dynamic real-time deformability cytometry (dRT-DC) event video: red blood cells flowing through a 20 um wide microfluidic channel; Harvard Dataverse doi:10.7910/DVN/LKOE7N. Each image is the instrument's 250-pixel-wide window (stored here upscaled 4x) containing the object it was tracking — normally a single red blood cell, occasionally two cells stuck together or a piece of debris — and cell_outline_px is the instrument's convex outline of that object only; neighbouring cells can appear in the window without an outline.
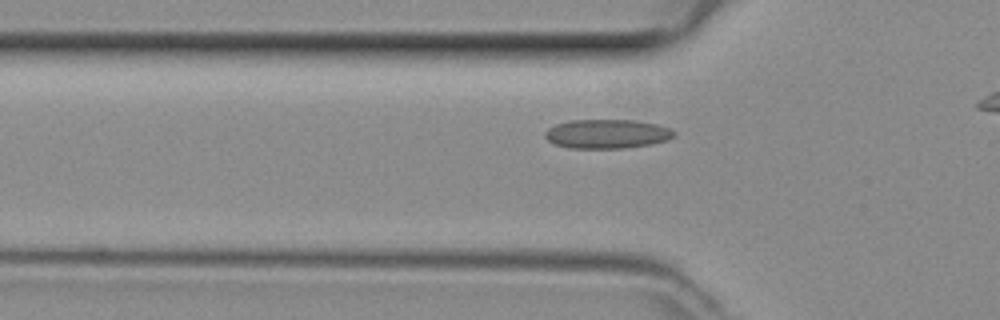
{"species": "common noctule bat (a hibernating species)", "species_latin": "Nyctalus noctula", "temperature_condition": "room temperature", "stored_images_in_passage": 26, "camera_frame_rate_fps": 3000, "um_per_image_px": 0.085, "animal": {"sex": "female", "body_mass_g": 29.2, "forearm_length_mm": 56.3}, "frame": {"image": 1, "passage_image": 2, "time_ms": 0.333, "image_size_px": [1000, 320], "cell_outline_px": [[676, 136], [668, 140], [652, 144], [624, 148], [568, 148], [556, 144], [548, 140], [544, 136], [544, 132], [548, 128], [556, 124], [568, 120], [632, 120], [656, 124], [668, 128], [676, 132]], "centroid_in_image_um": [51.59, 11.38], "position_along_channel_um": 74.2, "area_um2": 21.96}}
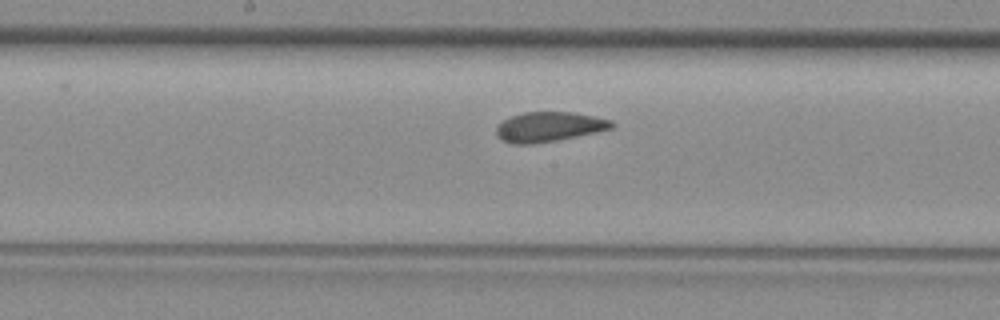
{"frame": {"image": 2, "passage_image": 11, "time_ms": 3.333, "image_size_px": [1000, 320], "cell_outline_px": [[616, 124], [612, 128], [596, 132], [556, 140], [532, 144], [512, 144], [500, 140], [496, 136], [496, 128], [504, 120], [512, 116], [524, 112], [576, 112], [596, 116], [612, 120]], "centroid_in_image_um": [46.68, 10.78], "position_along_channel_um": 201.5, "area_um2": 20.11}}
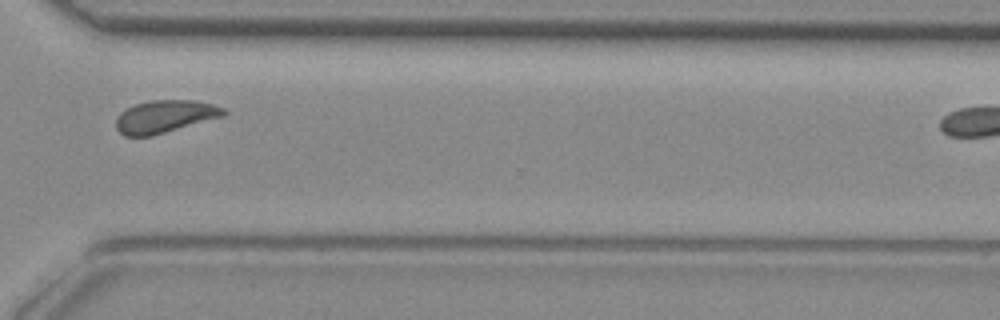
{"frame": {"image": 3, "passage_image": 22, "time_ms": 7.0, "image_size_px": [1000, 320], "cell_outline_px": [[228, 112], [224, 116], [152, 136], [124, 136], [116, 128], [116, 120], [120, 112], [136, 104], [152, 100], [192, 100], [212, 104], [224, 108]], "centroid_in_image_um": [14.02, 9.91], "position_along_channel_um": 356.6, "area_um2": 20.35}}